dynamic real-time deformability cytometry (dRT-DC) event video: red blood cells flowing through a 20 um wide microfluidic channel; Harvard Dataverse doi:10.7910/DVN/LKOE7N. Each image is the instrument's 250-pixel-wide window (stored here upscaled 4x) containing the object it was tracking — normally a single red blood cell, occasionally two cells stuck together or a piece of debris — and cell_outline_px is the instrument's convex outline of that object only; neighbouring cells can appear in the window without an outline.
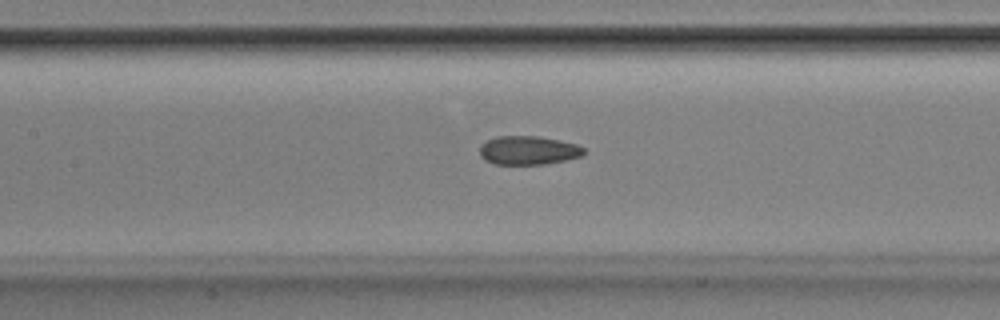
{"species": "Egyptian fruit bat (a non-hibernating species)", "species_latin": "Rousettus aegyptiacus", "temperature_condition": "room temperature", "stored_images_in_passage": 47, "camera_frame_rate_fps": 3000, "um_per_image_px": 0.085, "animal": {"sex": "male"}, "frame": {"image": 1, "passage_image": 21, "time_ms": 6.667, "image_size_px": [1000, 320], "cell_outline_px": [[584, 152], [580, 156], [564, 160], [544, 164], [492, 164], [484, 160], [480, 156], [480, 144], [496, 136], [540, 136], [576, 144], [584, 148]], "centroid_in_image_um": [44.85, 12.77], "position_along_channel_um": 162.6, "area_um2": 17.4}}
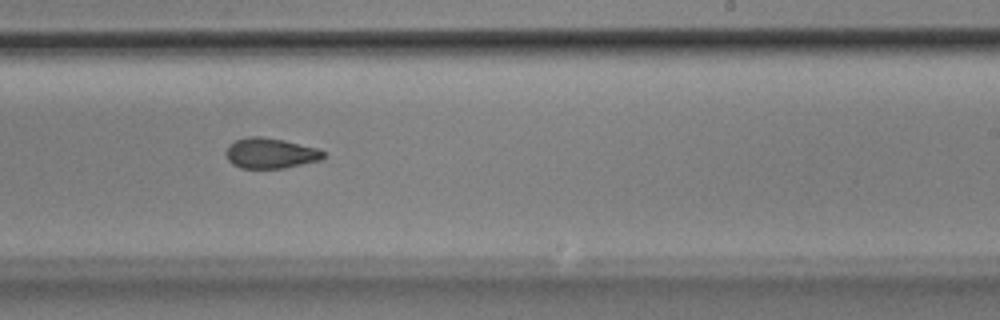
{"frame": {"image": 2, "passage_image": 29, "time_ms": 9.333, "image_size_px": [1000, 320], "cell_outline_px": [[324, 156], [320, 160], [284, 168], [240, 168], [232, 164], [228, 160], [228, 148], [236, 140], [248, 136], [260, 136], [284, 140], [316, 148], [324, 152]], "centroid_in_image_um": [23.0, 13.02], "position_along_channel_um": 266.0, "area_um2": 16.94}}
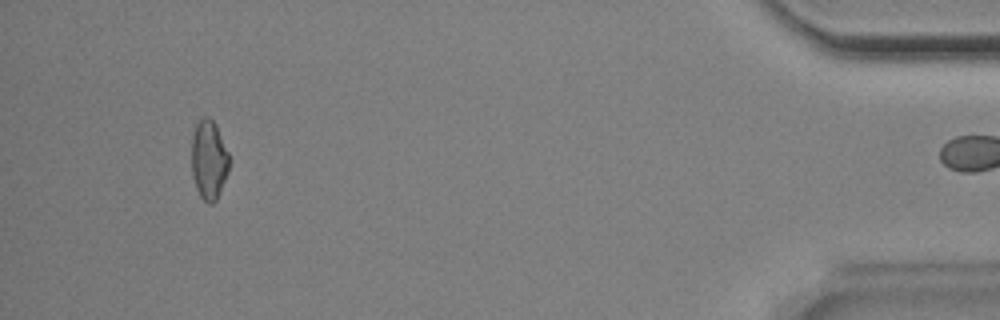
{"frame": {"image": 3, "passage_image": 46, "time_ms": 15.0, "image_size_px": [1000, 320], "cell_outline_px": [[228, 172], [216, 200], [212, 204], [208, 204], [200, 196], [196, 188], [192, 176], [192, 136], [196, 124], [204, 116], [208, 116], [216, 124], [228, 152]], "centroid_in_image_um": [17.74, 13.58], "position_along_channel_um": 417.5, "area_um2": 17.28}, "authors_computed_cell_mechanics": {"area_um2": 17.8024, "velocity_mm_per_s": 3.9037, "shape_relaxation_time_tau1_ms": 4.9686, "shape_relaxation_time_tau2_ms": 1.6796, "deformation_change_tau1": 0.0991, "deformation_change_tau2": 0.0724}}